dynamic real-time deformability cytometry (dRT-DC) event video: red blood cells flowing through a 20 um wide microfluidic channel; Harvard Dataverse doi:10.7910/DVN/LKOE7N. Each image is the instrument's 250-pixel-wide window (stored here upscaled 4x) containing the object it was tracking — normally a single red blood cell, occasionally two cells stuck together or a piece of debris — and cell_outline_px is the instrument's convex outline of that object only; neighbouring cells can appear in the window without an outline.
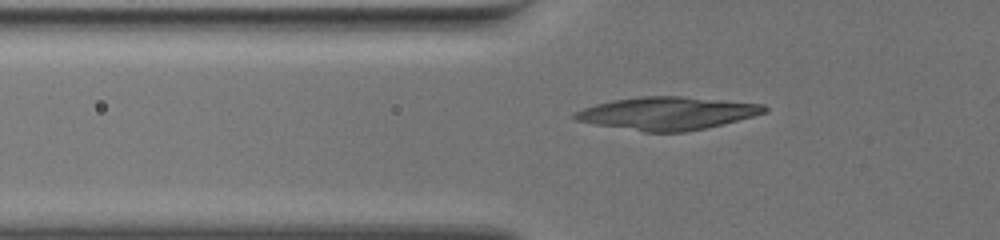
{"species": "common noctule bat (a hibernating species)", "species_latin": "Nyctalus noctula", "temperature_condition": "warm", "stored_images_in_passage": 31, "camera_frame_rate_fps": 3000, "um_per_image_px": 0.085, "animal": {"sex": "female", "body_mass_g": 19.5, "forearm_length_mm": 54.1}, "frame": {"image": 1, "passage_image": 2, "time_ms": 0.333, "image_size_px": [1000, 240], "cell_outline_px": [[768, 112], [704, 128], [684, 132], [644, 132], [596, 124], [576, 120], [572, 116], [572, 112], [596, 104], [612, 100], [640, 96], [680, 96], [724, 100], [764, 104], [768, 108]], "centroid_in_image_um": [56.69, 9.62], "position_along_channel_um": 69.1, "area_um2": 36.07}}
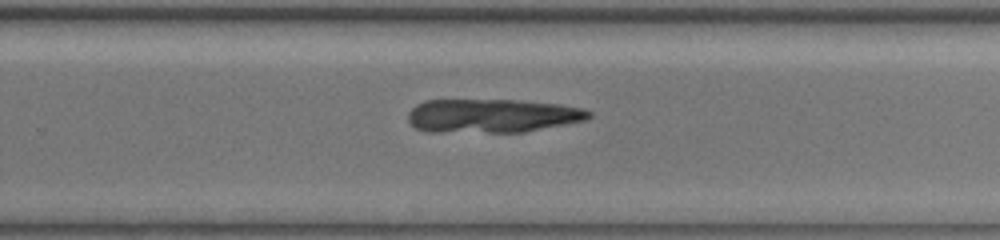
{"frame": {"image": 2, "passage_image": 20, "time_ms": 6.333, "image_size_px": [1000, 240], "cell_outline_px": [[592, 116], [584, 120], [524, 132], [424, 132], [408, 124], [408, 112], [416, 104], [424, 100], [512, 100], [560, 104], [584, 108], [592, 112]], "centroid_in_image_um": [41.77, 9.84], "position_along_channel_um": 288.0, "area_um2": 35.78}}
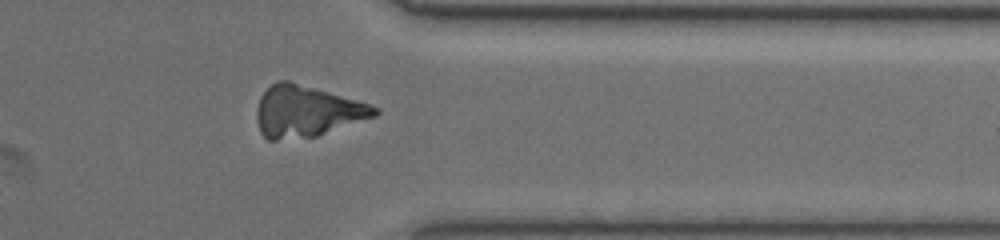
{"frame": {"image": 3, "passage_image": 28, "time_ms": 9.0, "image_size_px": [1000, 240], "cell_outline_px": [[380, 112], [376, 116], [316, 136], [276, 140], [268, 140], [260, 132], [256, 120], [256, 112], [260, 96], [276, 80], [288, 80], [368, 104], [380, 108]], "centroid_in_image_um": [26.03, 9.47], "position_along_channel_um": 385.4, "area_um2": 34.91}}